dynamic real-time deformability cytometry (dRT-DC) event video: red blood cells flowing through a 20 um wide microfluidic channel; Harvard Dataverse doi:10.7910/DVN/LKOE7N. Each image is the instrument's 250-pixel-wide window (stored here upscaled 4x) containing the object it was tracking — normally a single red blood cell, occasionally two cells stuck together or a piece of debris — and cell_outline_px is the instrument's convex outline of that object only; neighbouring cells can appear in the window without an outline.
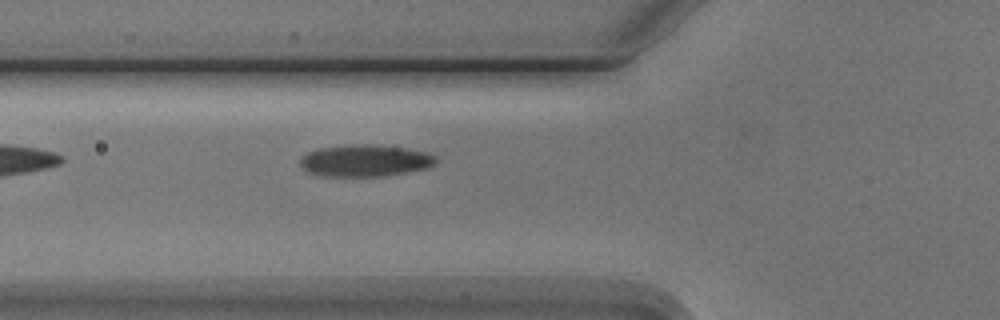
{"species": "Egyptian fruit bat (a non-hibernating species)", "species_latin": "Rousettus aegyptiacus", "temperature_condition": "cold", "stored_images_in_passage": 4, "camera_frame_rate_fps": 3000, "um_per_image_px": 0.085, "animal": {"sex": "male"}, "frame": {"image": 1, "passage_image": 4, "time_ms": 3.667, "image_size_px": [1000, 320], "cell_outline_px": [[436, 164], [428, 168], [408, 172], [384, 176], [320, 176], [308, 172], [300, 164], [300, 160], [308, 152], [320, 148], [344, 144], [376, 144], [408, 148], [428, 152], [436, 156]], "centroid_in_image_um": [31.08, 13.64], "position_along_channel_um": 94.7, "area_um2": 25.55}}